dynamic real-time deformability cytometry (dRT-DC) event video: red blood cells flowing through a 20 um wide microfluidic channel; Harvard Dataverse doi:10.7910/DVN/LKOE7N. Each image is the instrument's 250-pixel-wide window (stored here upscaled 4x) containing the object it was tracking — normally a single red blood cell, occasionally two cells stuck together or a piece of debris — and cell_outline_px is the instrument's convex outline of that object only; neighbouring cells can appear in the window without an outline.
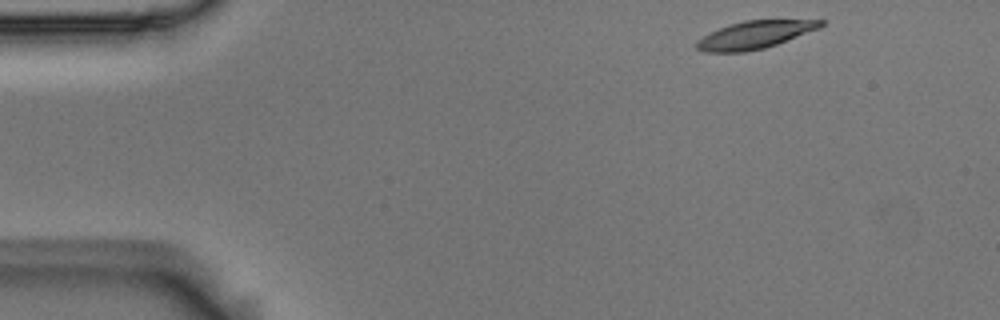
{"species": "Egyptian fruit bat (a non-hibernating species)", "species_latin": "Rousettus aegyptiacus", "temperature_condition": "room temperature", "stored_images_in_passage": 49, "camera_frame_rate_fps": 3000, "um_per_image_px": 0.085, "animal": {"sex": "male"}, "frame": {"image": 1, "passage_image": 1, "time_ms": 0.0, "image_size_px": [1000, 320], "cell_outline_px": [[824, 24], [820, 28], [776, 44], [764, 48], [744, 52], [704, 52], [696, 48], [696, 40], [728, 24], [744, 20], [824, 20]], "centroid_in_image_um": [64.14, 2.96], "position_along_channel_um": 20.9, "area_um2": 19.83}}
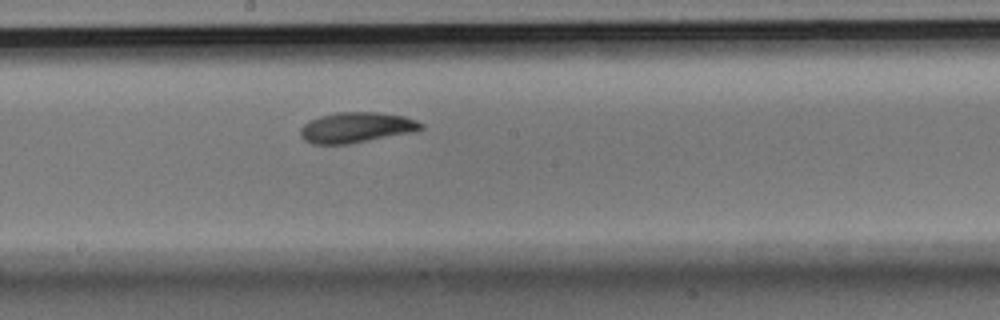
{"frame": {"image": 2, "passage_image": 24, "time_ms": 7.667, "image_size_px": [1000, 320], "cell_outline_px": [[424, 128], [416, 132], [348, 144], [312, 144], [304, 140], [300, 136], [300, 128], [308, 120], [320, 116], [336, 112], [376, 112], [404, 116], [416, 120], [424, 124]], "centroid_in_image_um": [30.3, 10.84], "position_along_channel_um": 217.9, "area_um2": 21.68}}
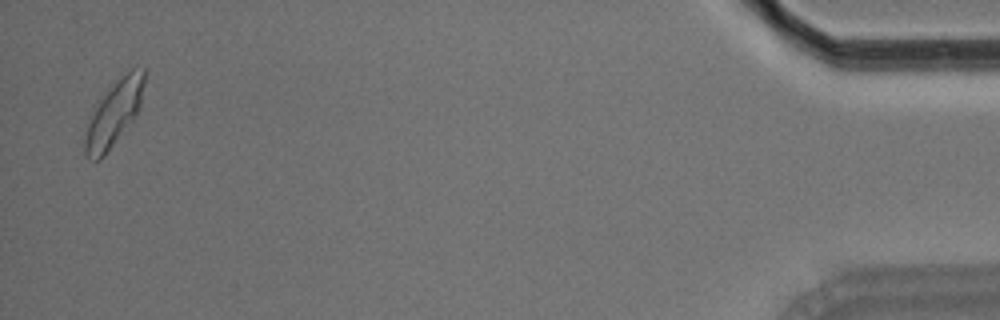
{"frame": {"image": 3, "passage_image": 48, "time_ms": 15.667, "image_size_px": [1000, 320], "cell_outline_px": [[144, 84], [140, 108], [136, 116], [104, 156], [100, 160], [88, 160], [84, 156], [84, 140], [88, 124], [100, 100], [116, 80], [132, 68], [144, 68]], "centroid_in_image_um": [9.7, 9.68], "position_along_channel_um": 425.5, "area_um2": 22.08}, "authors_computed_cell_mechanics": {"area_um2": 20.9814, "velocity_mm_per_s": 3.6769, "shape_relaxation_time_tau1_ms": 5.3994, "shape_relaxation_time_tau2_ms": 3.7937, "deformation_change_tau1": 0.1498, "deformation_change_tau2": 0.0903}}